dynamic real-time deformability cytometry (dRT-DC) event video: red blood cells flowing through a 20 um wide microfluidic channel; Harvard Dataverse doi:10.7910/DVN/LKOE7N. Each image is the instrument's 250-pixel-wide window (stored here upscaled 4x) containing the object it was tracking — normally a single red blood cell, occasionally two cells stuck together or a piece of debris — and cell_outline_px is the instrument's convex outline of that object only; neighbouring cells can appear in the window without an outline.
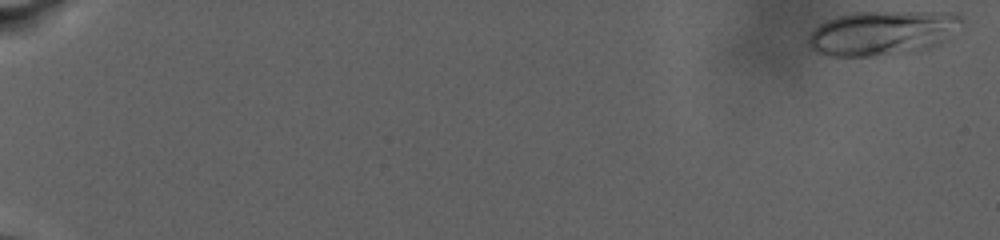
{"species": "human", "species_latin": "Homo sapiens", "temperature_condition": "warm", "stored_images_in_passage": 73, "camera_frame_rate_fps": 3000, "um_per_image_px": 0.085, "donor": {"sex": "male"}, "frame": {"image": 1, "passage_image": 1, "time_ms": 0.0, "image_size_px": [1000, 240], "cell_outline_px": [[964, 24], [948, 40], [940, 44], [916, 52], [872, 56], [828, 56], [816, 52], [808, 48], [808, 36], [820, 24], [836, 16], [852, 12], [956, 12], [964, 20]], "centroid_in_image_um": [75.07, 2.8], "position_along_channel_um": 9.9, "area_um2": 40.52}}
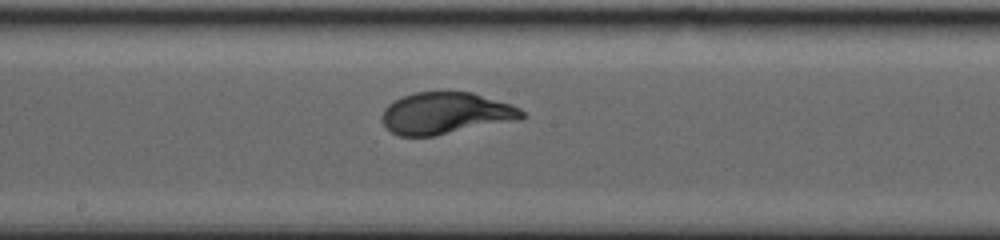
{"frame": {"image": 2, "passage_image": 49, "time_ms": 17.667, "image_size_px": [1000, 240], "cell_outline_px": [[528, 116], [520, 120], [432, 136], [400, 136], [392, 132], [384, 124], [380, 116], [384, 108], [388, 104], [404, 96], [416, 92], [472, 92], [512, 104], [520, 108]], "centroid_in_image_um": [37.93, 9.63], "position_along_channel_um": 210.3, "area_um2": 34.1}}
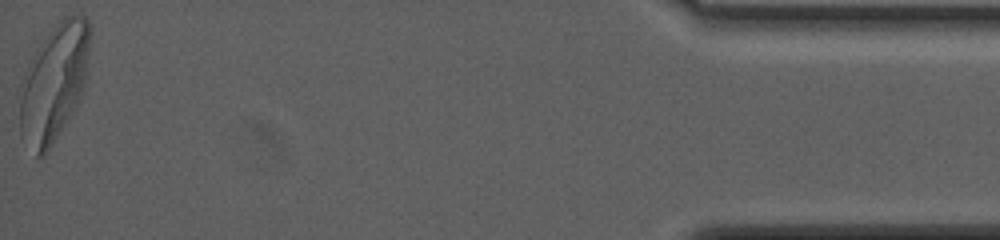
{"frame": {"image": 3, "passage_image": 73, "time_ms": 30.0, "image_size_px": [1000, 240], "cell_outline_px": [[92, 32], [84, 88], [80, 100], [76, 108], [44, 156], [36, 156], [20, 136], [20, 100], [28, 64], [32, 56], [48, 32], [60, 20], [76, 12], [84, 16], [92, 24]], "centroid_in_image_um": [4.65, 6.99], "position_along_channel_um": 430.6, "area_um2": 47.97}, "authors_computed_cell_mechanics": {"area_um2": 34.2176, "velocity_mm_per_s": 2.398, "shape_relaxation_time_tau1_ms": 4.5431, "shape_relaxation_time_tau2_ms": null, "deformation_change_tau1": 0.2088, "deformation_change_tau2": null}}